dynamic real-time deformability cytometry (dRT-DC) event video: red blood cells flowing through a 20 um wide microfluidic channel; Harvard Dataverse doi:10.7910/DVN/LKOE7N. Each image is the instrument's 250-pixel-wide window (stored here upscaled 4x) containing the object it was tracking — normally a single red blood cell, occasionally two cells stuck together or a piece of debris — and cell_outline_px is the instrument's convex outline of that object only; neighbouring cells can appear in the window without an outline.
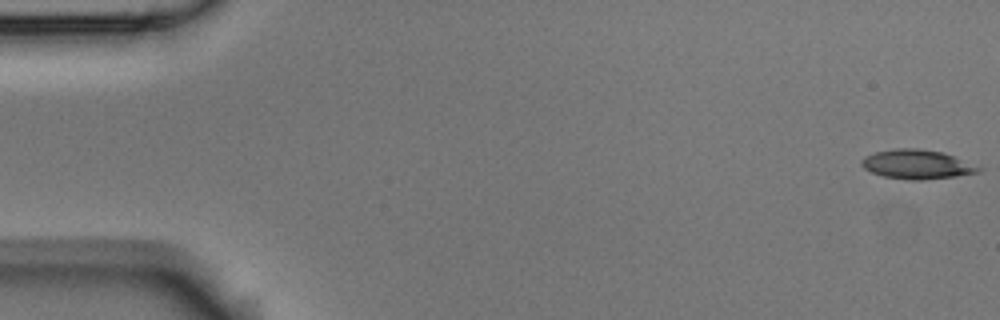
{"species": "Egyptian fruit bat (a non-hibernating species)", "species_latin": "Rousettus aegyptiacus", "temperature_condition": "room temperature", "stored_images_in_passage": 54, "camera_frame_rate_fps": 3000, "um_per_image_px": 0.085, "animal": {"sex": "male"}, "frame": {"image": 1, "passage_image": 1, "time_ms": 0.0, "image_size_px": [1000, 320], "cell_outline_px": [[984, 168], [980, 172], [956, 176], [924, 180], [912, 180], [884, 176], [872, 172], [864, 168], [860, 164], [860, 160], [864, 156], [876, 152], [896, 148], [916, 148], [940, 152], [952, 156]], "centroid_in_image_um": [77.93, 13.97], "position_along_channel_um": 7.1, "area_um2": 19.77}}
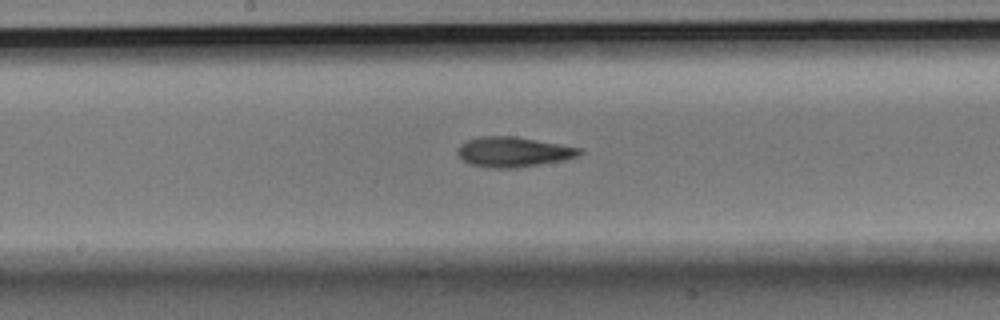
{"frame": {"image": 2, "passage_image": 28, "time_ms": 9.0, "image_size_px": [1000, 320], "cell_outline_px": [[584, 152], [580, 156], [568, 160], [516, 168], [488, 168], [468, 164], [456, 152], [460, 144], [468, 140], [480, 136], [516, 136], [584, 148]], "centroid_in_image_um": [43.71, 12.92], "position_along_channel_um": 204.5, "area_um2": 21.85}}
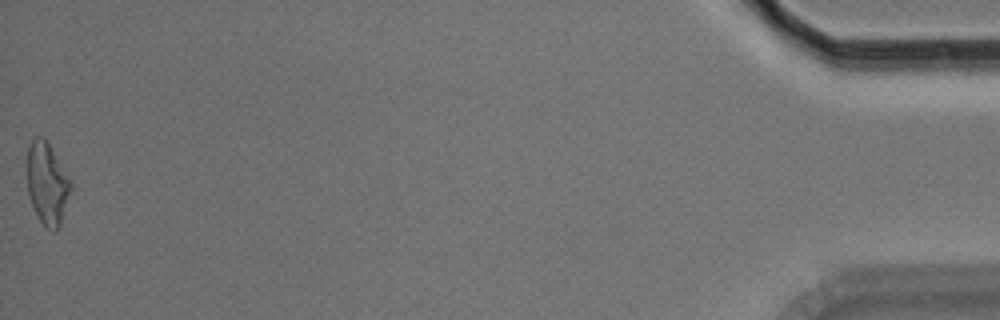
{"frame": {"image": 3, "passage_image": 54, "time_ms": 17.667, "image_size_px": [1000, 320], "cell_outline_px": [[72, 188], [60, 224], [56, 232], [52, 232], [40, 220], [32, 208], [28, 192], [28, 144], [36, 136], [44, 136], [48, 140], [72, 184]], "centroid_in_image_um": [4.01, 15.58], "position_along_channel_um": 431.2, "area_um2": 20.87}, "authors_computed_cell_mechanics": {"area_um2": 20.519, "velocity_mm_per_s": 3.751, "shape_relaxation_time_tau1_ms": 5.0532, "shape_relaxation_time_tau2_ms": 3.6745, "deformation_change_tau1": 0.1729, "deformation_change_tau2": 0.1326}}